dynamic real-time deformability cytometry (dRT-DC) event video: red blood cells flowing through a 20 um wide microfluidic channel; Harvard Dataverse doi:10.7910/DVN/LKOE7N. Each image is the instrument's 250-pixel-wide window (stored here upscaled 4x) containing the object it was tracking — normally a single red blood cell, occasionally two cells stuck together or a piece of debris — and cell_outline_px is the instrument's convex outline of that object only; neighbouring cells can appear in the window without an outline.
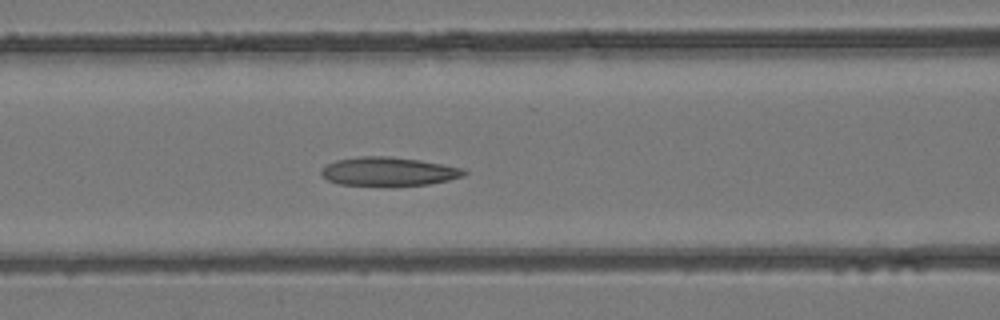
{"species": "common noctule bat (a hibernating species)", "species_latin": "Nyctalus noctula", "temperature_condition": "room temperature", "stored_images_in_passage": 15, "camera_frame_rate_fps": 3000, "um_per_image_px": 0.085, "animal": {"sex": "female", "body_mass_g": 24.6, "forearm_length_mm": 56.2}, "frame": {"image": 1, "passage_image": 15, "time_ms": 4.667, "image_size_px": [1000, 320], "cell_outline_px": [[468, 172], [464, 176], [448, 180], [428, 184], [340, 184], [328, 180], [320, 172], [328, 164], [336, 160], [360, 156], [388, 156], [420, 160], [460, 168]], "centroid_in_image_um": [33.03, 14.55], "position_along_channel_um": 133.6, "area_um2": 23.06}}